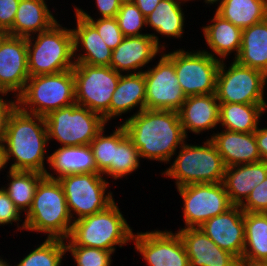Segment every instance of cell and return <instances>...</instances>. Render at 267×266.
<instances>
[{"label":"cell","instance_id":"37","mask_svg":"<svg viewBox=\"0 0 267 266\" xmlns=\"http://www.w3.org/2000/svg\"><path fill=\"white\" fill-rule=\"evenodd\" d=\"M75 11L79 16L85 20H88L96 28L103 41L111 50H114L122 42L124 36L115 17L99 18L97 21H95L82 9L76 7Z\"/></svg>","mask_w":267,"mask_h":266},{"label":"cell","instance_id":"50","mask_svg":"<svg viewBox=\"0 0 267 266\" xmlns=\"http://www.w3.org/2000/svg\"><path fill=\"white\" fill-rule=\"evenodd\" d=\"M0 266H10V265H8L6 261H3V259L1 260L0 258Z\"/></svg>","mask_w":267,"mask_h":266},{"label":"cell","instance_id":"7","mask_svg":"<svg viewBox=\"0 0 267 266\" xmlns=\"http://www.w3.org/2000/svg\"><path fill=\"white\" fill-rule=\"evenodd\" d=\"M204 146L183 144L173 165L163 174L176 180V187L195 183H221L226 166L216 146L208 139Z\"/></svg>","mask_w":267,"mask_h":266},{"label":"cell","instance_id":"38","mask_svg":"<svg viewBox=\"0 0 267 266\" xmlns=\"http://www.w3.org/2000/svg\"><path fill=\"white\" fill-rule=\"evenodd\" d=\"M103 131L104 128L90 143L96 165L101 173L112 164L115 155V130L109 136H103Z\"/></svg>","mask_w":267,"mask_h":266},{"label":"cell","instance_id":"1","mask_svg":"<svg viewBox=\"0 0 267 266\" xmlns=\"http://www.w3.org/2000/svg\"><path fill=\"white\" fill-rule=\"evenodd\" d=\"M122 125L141 158L169 162L187 138L178 111L144 109Z\"/></svg>","mask_w":267,"mask_h":266},{"label":"cell","instance_id":"5","mask_svg":"<svg viewBox=\"0 0 267 266\" xmlns=\"http://www.w3.org/2000/svg\"><path fill=\"white\" fill-rule=\"evenodd\" d=\"M16 99L22 111L44 117L53 110L76 103L72 69L56 74L30 76L25 89Z\"/></svg>","mask_w":267,"mask_h":266},{"label":"cell","instance_id":"34","mask_svg":"<svg viewBox=\"0 0 267 266\" xmlns=\"http://www.w3.org/2000/svg\"><path fill=\"white\" fill-rule=\"evenodd\" d=\"M9 176L12 181L7 189L3 188L15 206L20 211L27 212L31 208L38 184L45 175L34 171L10 170Z\"/></svg>","mask_w":267,"mask_h":266},{"label":"cell","instance_id":"36","mask_svg":"<svg viewBox=\"0 0 267 266\" xmlns=\"http://www.w3.org/2000/svg\"><path fill=\"white\" fill-rule=\"evenodd\" d=\"M115 18L124 37L144 35L139 30L146 26V17L132 1L122 2Z\"/></svg>","mask_w":267,"mask_h":266},{"label":"cell","instance_id":"3","mask_svg":"<svg viewBox=\"0 0 267 266\" xmlns=\"http://www.w3.org/2000/svg\"><path fill=\"white\" fill-rule=\"evenodd\" d=\"M71 220L60 182L44 176L38 184L31 208L26 212L22 229L47 233V238L64 240L71 233Z\"/></svg>","mask_w":267,"mask_h":266},{"label":"cell","instance_id":"48","mask_svg":"<svg viewBox=\"0 0 267 266\" xmlns=\"http://www.w3.org/2000/svg\"><path fill=\"white\" fill-rule=\"evenodd\" d=\"M5 157H4V150L3 145H0V170L5 166Z\"/></svg>","mask_w":267,"mask_h":266},{"label":"cell","instance_id":"17","mask_svg":"<svg viewBox=\"0 0 267 266\" xmlns=\"http://www.w3.org/2000/svg\"><path fill=\"white\" fill-rule=\"evenodd\" d=\"M219 248L231 253L239 261L245 247L244 211L232 206L212 217L199 227Z\"/></svg>","mask_w":267,"mask_h":266},{"label":"cell","instance_id":"13","mask_svg":"<svg viewBox=\"0 0 267 266\" xmlns=\"http://www.w3.org/2000/svg\"><path fill=\"white\" fill-rule=\"evenodd\" d=\"M177 189L184 201L183 214L187 228H199L233 206L223 182L195 183Z\"/></svg>","mask_w":267,"mask_h":266},{"label":"cell","instance_id":"31","mask_svg":"<svg viewBox=\"0 0 267 266\" xmlns=\"http://www.w3.org/2000/svg\"><path fill=\"white\" fill-rule=\"evenodd\" d=\"M244 232L241 261L267 262V213L244 212Z\"/></svg>","mask_w":267,"mask_h":266},{"label":"cell","instance_id":"44","mask_svg":"<svg viewBox=\"0 0 267 266\" xmlns=\"http://www.w3.org/2000/svg\"><path fill=\"white\" fill-rule=\"evenodd\" d=\"M122 0H96L97 7L101 13V18H114L116 17Z\"/></svg>","mask_w":267,"mask_h":266},{"label":"cell","instance_id":"28","mask_svg":"<svg viewBox=\"0 0 267 266\" xmlns=\"http://www.w3.org/2000/svg\"><path fill=\"white\" fill-rule=\"evenodd\" d=\"M211 21L213 24L203 27L205 41L210 49L223 59L231 51H236L235 56L237 57L241 49L243 30L217 13Z\"/></svg>","mask_w":267,"mask_h":266},{"label":"cell","instance_id":"46","mask_svg":"<svg viewBox=\"0 0 267 266\" xmlns=\"http://www.w3.org/2000/svg\"><path fill=\"white\" fill-rule=\"evenodd\" d=\"M147 17L157 7L161 0H131Z\"/></svg>","mask_w":267,"mask_h":266},{"label":"cell","instance_id":"6","mask_svg":"<svg viewBox=\"0 0 267 266\" xmlns=\"http://www.w3.org/2000/svg\"><path fill=\"white\" fill-rule=\"evenodd\" d=\"M27 38L28 72L30 76L56 74L73 69L74 54L72 29L61 27L57 22L47 31L37 35L32 44Z\"/></svg>","mask_w":267,"mask_h":266},{"label":"cell","instance_id":"12","mask_svg":"<svg viewBox=\"0 0 267 266\" xmlns=\"http://www.w3.org/2000/svg\"><path fill=\"white\" fill-rule=\"evenodd\" d=\"M102 176V173H82L58 179L71 218V211L77 214L76 219H81L106 209L114 202L111 192L105 194L109 183Z\"/></svg>","mask_w":267,"mask_h":266},{"label":"cell","instance_id":"15","mask_svg":"<svg viewBox=\"0 0 267 266\" xmlns=\"http://www.w3.org/2000/svg\"><path fill=\"white\" fill-rule=\"evenodd\" d=\"M135 248L149 266H190L184 243L172 231H151L133 234Z\"/></svg>","mask_w":267,"mask_h":266},{"label":"cell","instance_id":"2","mask_svg":"<svg viewBox=\"0 0 267 266\" xmlns=\"http://www.w3.org/2000/svg\"><path fill=\"white\" fill-rule=\"evenodd\" d=\"M47 142L45 117L26 113L17 106L8 119L3 142L5 164L10 157H14L16 161L10 166V170L45 174L44 148Z\"/></svg>","mask_w":267,"mask_h":266},{"label":"cell","instance_id":"30","mask_svg":"<svg viewBox=\"0 0 267 266\" xmlns=\"http://www.w3.org/2000/svg\"><path fill=\"white\" fill-rule=\"evenodd\" d=\"M216 13L243 30L267 18V0H225Z\"/></svg>","mask_w":267,"mask_h":266},{"label":"cell","instance_id":"21","mask_svg":"<svg viewBox=\"0 0 267 266\" xmlns=\"http://www.w3.org/2000/svg\"><path fill=\"white\" fill-rule=\"evenodd\" d=\"M218 102V103H217ZM220 103L214 94L188 96L178 110L180 123L187 131L200 133L219 124Z\"/></svg>","mask_w":267,"mask_h":266},{"label":"cell","instance_id":"14","mask_svg":"<svg viewBox=\"0 0 267 266\" xmlns=\"http://www.w3.org/2000/svg\"><path fill=\"white\" fill-rule=\"evenodd\" d=\"M143 73L146 109L178 111L187 97L180 87L174 63L163 54L153 69Z\"/></svg>","mask_w":267,"mask_h":266},{"label":"cell","instance_id":"22","mask_svg":"<svg viewBox=\"0 0 267 266\" xmlns=\"http://www.w3.org/2000/svg\"><path fill=\"white\" fill-rule=\"evenodd\" d=\"M267 177V161L226 167L223 184L229 200L234 206H241L253 188ZM244 198V199H243Z\"/></svg>","mask_w":267,"mask_h":266},{"label":"cell","instance_id":"10","mask_svg":"<svg viewBox=\"0 0 267 266\" xmlns=\"http://www.w3.org/2000/svg\"><path fill=\"white\" fill-rule=\"evenodd\" d=\"M165 55L174 63L177 79L186 97L215 93L221 59L204 50L196 53L176 50Z\"/></svg>","mask_w":267,"mask_h":266},{"label":"cell","instance_id":"33","mask_svg":"<svg viewBox=\"0 0 267 266\" xmlns=\"http://www.w3.org/2000/svg\"><path fill=\"white\" fill-rule=\"evenodd\" d=\"M140 153L128 137L123 125L115 130V155L112 164L102 173L117 179L135 171L139 166Z\"/></svg>","mask_w":267,"mask_h":266},{"label":"cell","instance_id":"42","mask_svg":"<svg viewBox=\"0 0 267 266\" xmlns=\"http://www.w3.org/2000/svg\"><path fill=\"white\" fill-rule=\"evenodd\" d=\"M20 0H0V34H6L13 26Z\"/></svg>","mask_w":267,"mask_h":266},{"label":"cell","instance_id":"47","mask_svg":"<svg viewBox=\"0 0 267 266\" xmlns=\"http://www.w3.org/2000/svg\"><path fill=\"white\" fill-rule=\"evenodd\" d=\"M240 266H267L266 261H240Z\"/></svg>","mask_w":267,"mask_h":266},{"label":"cell","instance_id":"26","mask_svg":"<svg viewBox=\"0 0 267 266\" xmlns=\"http://www.w3.org/2000/svg\"><path fill=\"white\" fill-rule=\"evenodd\" d=\"M138 105V112L146 109L144 73L141 70L137 73L121 74L110 103V120Z\"/></svg>","mask_w":267,"mask_h":266},{"label":"cell","instance_id":"4","mask_svg":"<svg viewBox=\"0 0 267 266\" xmlns=\"http://www.w3.org/2000/svg\"><path fill=\"white\" fill-rule=\"evenodd\" d=\"M69 242L65 246H84L114 252L117 244L132 240V229L113 202L106 209L81 219H74Z\"/></svg>","mask_w":267,"mask_h":266},{"label":"cell","instance_id":"8","mask_svg":"<svg viewBox=\"0 0 267 266\" xmlns=\"http://www.w3.org/2000/svg\"><path fill=\"white\" fill-rule=\"evenodd\" d=\"M45 121L48 140L54 138L63 146L90 145L106 124L101 115L77 103L51 111Z\"/></svg>","mask_w":267,"mask_h":266},{"label":"cell","instance_id":"16","mask_svg":"<svg viewBox=\"0 0 267 266\" xmlns=\"http://www.w3.org/2000/svg\"><path fill=\"white\" fill-rule=\"evenodd\" d=\"M28 72L27 38L0 34V93L25 89Z\"/></svg>","mask_w":267,"mask_h":266},{"label":"cell","instance_id":"51","mask_svg":"<svg viewBox=\"0 0 267 266\" xmlns=\"http://www.w3.org/2000/svg\"><path fill=\"white\" fill-rule=\"evenodd\" d=\"M174 1H177V0H174ZM180 1H183V0H178L179 3H181ZM184 1L186 2L187 0H184ZM188 1H189V0H188Z\"/></svg>","mask_w":267,"mask_h":266},{"label":"cell","instance_id":"27","mask_svg":"<svg viewBox=\"0 0 267 266\" xmlns=\"http://www.w3.org/2000/svg\"><path fill=\"white\" fill-rule=\"evenodd\" d=\"M235 60L267 75V18L243 29L241 49Z\"/></svg>","mask_w":267,"mask_h":266},{"label":"cell","instance_id":"11","mask_svg":"<svg viewBox=\"0 0 267 266\" xmlns=\"http://www.w3.org/2000/svg\"><path fill=\"white\" fill-rule=\"evenodd\" d=\"M223 60L217 74L215 95L219 103L266 104L263 99L267 75L239 64L236 60L228 70Z\"/></svg>","mask_w":267,"mask_h":266},{"label":"cell","instance_id":"49","mask_svg":"<svg viewBox=\"0 0 267 266\" xmlns=\"http://www.w3.org/2000/svg\"><path fill=\"white\" fill-rule=\"evenodd\" d=\"M220 0H205L206 3L214 4L215 2H218ZM225 0H221L219 4H222Z\"/></svg>","mask_w":267,"mask_h":266},{"label":"cell","instance_id":"18","mask_svg":"<svg viewBox=\"0 0 267 266\" xmlns=\"http://www.w3.org/2000/svg\"><path fill=\"white\" fill-rule=\"evenodd\" d=\"M180 235L190 266H240L231 253L219 248L200 228H182Z\"/></svg>","mask_w":267,"mask_h":266},{"label":"cell","instance_id":"9","mask_svg":"<svg viewBox=\"0 0 267 266\" xmlns=\"http://www.w3.org/2000/svg\"><path fill=\"white\" fill-rule=\"evenodd\" d=\"M75 80V100L79 106L110 120V103L121 73L110 66H91L75 63L72 69Z\"/></svg>","mask_w":267,"mask_h":266},{"label":"cell","instance_id":"45","mask_svg":"<svg viewBox=\"0 0 267 266\" xmlns=\"http://www.w3.org/2000/svg\"><path fill=\"white\" fill-rule=\"evenodd\" d=\"M255 138L257 141L258 151L261 156V160L267 161V128H258L255 131Z\"/></svg>","mask_w":267,"mask_h":266},{"label":"cell","instance_id":"29","mask_svg":"<svg viewBox=\"0 0 267 266\" xmlns=\"http://www.w3.org/2000/svg\"><path fill=\"white\" fill-rule=\"evenodd\" d=\"M267 104L220 103L219 123L226 130L251 133L258 129L259 118Z\"/></svg>","mask_w":267,"mask_h":266},{"label":"cell","instance_id":"25","mask_svg":"<svg viewBox=\"0 0 267 266\" xmlns=\"http://www.w3.org/2000/svg\"><path fill=\"white\" fill-rule=\"evenodd\" d=\"M56 22L44 0H20L13 26L6 34L28 38L31 33L47 31Z\"/></svg>","mask_w":267,"mask_h":266},{"label":"cell","instance_id":"39","mask_svg":"<svg viewBox=\"0 0 267 266\" xmlns=\"http://www.w3.org/2000/svg\"><path fill=\"white\" fill-rule=\"evenodd\" d=\"M67 251L71 252L77 266H111V251L94 247L66 246Z\"/></svg>","mask_w":267,"mask_h":266},{"label":"cell","instance_id":"24","mask_svg":"<svg viewBox=\"0 0 267 266\" xmlns=\"http://www.w3.org/2000/svg\"><path fill=\"white\" fill-rule=\"evenodd\" d=\"M77 29H73L74 53L78 46L85 49L84 55H77L75 63H84L91 66H110L112 51L103 41L96 28L76 13ZM77 59V60H76Z\"/></svg>","mask_w":267,"mask_h":266},{"label":"cell","instance_id":"19","mask_svg":"<svg viewBox=\"0 0 267 266\" xmlns=\"http://www.w3.org/2000/svg\"><path fill=\"white\" fill-rule=\"evenodd\" d=\"M158 40L154 34L124 37L112 51L110 67L119 73L143 67L159 52Z\"/></svg>","mask_w":267,"mask_h":266},{"label":"cell","instance_id":"35","mask_svg":"<svg viewBox=\"0 0 267 266\" xmlns=\"http://www.w3.org/2000/svg\"><path fill=\"white\" fill-rule=\"evenodd\" d=\"M65 252L66 246L63 239L47 238L17 266H59Z\"/></svg>","mask_w":267,"mask_h":266},{"label":"cell","instance_id":"23","mask_svg":"<svg viewBox=\"0 0 267 266\" xmlns=\"http://www.w3.org/2000/svg\"><path fill=\"white\" fill-rule=\"evenodd\" d=\"M47 159L52 169L58 174L55 178L46 171L44 175L49 179L58 180L67 175L82 173H101L90 145L62 146Z\"/></svg>","mask_w":267,"mask_h":266},{"label":"cell","instance_id":"43","mask_svg":"<svg viewBox=\"0 0 267 266\" xmlns=\"http://www.w3.org/2000/svg\"><path fill=\"white\" fill-rule=\"evenodd\" d=\"M17 107V100L11 101L8 103L3 100L2 97H0V145H3L5 133L7 130V123L8 119L10 117V114L14 111V109Z\"/></svg>","mask_w":267,"mask_h":266},{"label":"cell","instance_id":"41","mask_svg":"<svg viewBox=\"0 0 267 266\" xmlns=\"http://www.w3.org/2000/svg\"><path fill=\"white\" fill-rule=\"evenodd\" d=\"M20 210L15 206L13 201L9 198L7 192L0 189V225L8 224L14 221H19Z\"/></svg>","mask_w":267,"mask_h":266},{"label":"cell","instance_id":"32","mask_svg":"<svg viewBox=\"0 0 267 266\" xmlns=\"http://www.w3.org/2000/svg\"><path fill=\"white\" fill-rule=\"evenodd\" d=\"M181 4L174 0H161L157 7L146 17L150 25L161 35L181 37L184 26V14Z\"/></svg>","mask_w":267,"mask_h":266},{"label":"cell","instance_id":"40","mask_svg":"<svg viewBox=\"0 0 267 266\" xmlns=\"http://www.w3.org/2000/svg\"><path fill=\"white\" fill-rule=\"evenodd\" d=\"M240 207L244 212L267 213V177L253 188Z\"/></svg>","mask_w":267,"mask_h":266},{"label":"cell","instance_id":"20","mask_svg":"<svg viewBox=\"0 0 267 266\" xmlns=\"http://www.w3.org/2000/svg\"><path fill=\"white\" fill-rule=\"evenodd\" d=\"M210 140L216 146L226 167L261 161L255 132L239 133L224 130L213 135Z\"/></svg>","mask_w":267,"mask_h":266}]
</instances>
